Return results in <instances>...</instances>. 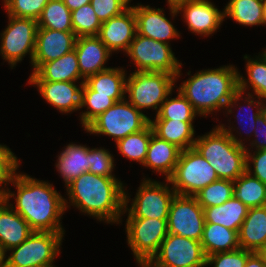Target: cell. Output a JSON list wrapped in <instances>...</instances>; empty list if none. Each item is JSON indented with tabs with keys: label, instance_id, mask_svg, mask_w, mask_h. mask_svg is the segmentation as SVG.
Returning a JSON list of instances; mask_svg holds the SVG:
<instances>
[{
	"label": "cell",
	"instance_id": "cell-16",
	"mask_svg": "<svg viewBox=\"0 0 266 267\" xmlns=\"http://www.w3.org/2000/svg\"><path fill=\"white\" fill-rule=\"evenodd\" d=\"M77 36L73 31L38 28L35 42L33 72L42 64L60 58L75 48Z\"/></svg>",
	"mask_w": 266,
	"mask_h": 267
},
{
	"label": "cell",
	"instance_id": "cell-34",
	"mask_svg": "<svg viewBox=\"0 0 266 267\" xmlns=\"http://www.w3.org/2000/svg\"><path fill=\"white\" fill-rule=\"evenodd\" d=\"M153 134L152 127L149 123L143 130L132 133L117 141V148L124 157L143 165L147 155L148 145Z\"/></svg>",
	"mask_w": 266,
	"mask_h": 267
},
{
	"label": "cell",
	"instance_id": "cell-50",
	"mask_svg": "<svg viewBox=\"0 0 266 267\" xmlns=\"http://www.w3.org/2000/svg\"><path fill=\"white\" fill-rule=\"evenodd\" d=\"M6 252L3 250L0 243V267H5Z\"/></svg>",
	"mask_w": 266,
	"mask_h": 267
},
{
	"label": "cell",
	"instance_id": "cell-51",
	"mask_svg": "<svg viewBox=\"0 0 266 267\" xmlns=\"http://www.w3.org/2000/svg\"><path fill=\"white\" fill-rule=\"evenodd\" d=\"M258 254L263 258V261L266 265V246H264L259 252Z\"/></svg>",
	"mask_w": 266,
	"mask_h": 267
},
{
	"label": "cell",
	"instance_id": "cell-47",
	"mask_svg": "<svg viewBox=\"0 0 266 267\" xmlns=\"http://www.w3.org/2000/svg\"><path fill=\"white\" fill-rule=\"evenodd\" d=\"M245 267H266L263 258L257 253L253 252L246 261Z\"/></svg>",
	"mask_w": 266,
	"mask_h": 267
},
{
	"label": "cell",
	"instance_id": "cell-44",
	"mask_svg": "<svg viewBox=\"0 0 266 267\" xmlns=\"http://www.w3.org/2000/svg\"><path fill=\"white\" fill-rule=\"evenodd\" d=\"M19 162L8 146L0 144V182L3 186L13 177L19 168Z\"/></svg>",
	"mask_w": 266,
	"mask_h": 267
},
{
	"label": "cell",
	"instance_id": "cell-45",
	"mask_svg": "<svg viewBox=\"0 0 266 267\" xmlns=\"http://www.w3.org/2000/svg\"><path fill=\"white\" fill-rule=\"evenodd\" d=\"M248 96V97H247ZM252 98V99H251ZM244 99L245 100H243L244 101V103L246 102L247 104L246 105H248V107L250 108L251 106H253V107H255V109H257L256 110V112H254V113H252V114H249V115H247L248 116V119L247 118H245L244 116H242V115H240L241 113H237L238 115H236V119H237V121H239V124L241 125V126H243L244 124H246L247 125V123L246 122H249V124L247 125V127H250V129L248 128V130L249 131H247L245 134H247V136H251V132L253 133L254 132V130H255V128H256V120H257V118L261 115V108H262V105H263V101H265L263 98H260V97H257V99H258V101L255 99L254 100V95H252V93H250V92H247V94H246V97H244ZM261 99V100H260ZM243 107H245V106H243ZM243 107L242 106H240L239 105V110H241V109H243ZM248 108V109H249ZM249 111H251L250 109H249ZM240 112V111H239ZM244 118V119H243ZM248 120V121H247ZM245 122V123H244ZM245 125V126H246ZM250 125V126H249ZM245 126H243V127H245ZM246 128V127H245ZM252 128V129H251ZM244 129V128H243ZM251 130V131H250ZM250 134H249V133ZM249 134V135H248Z\"/></svg>",
	"mask_w": 266,
	"mask_h": 267
},
{
	"label": "cell",
	"instance_id": "cell-41",
	"mask_svg": "<svg viewBox=\"0 0 266 267\" xmlns=\"http://www.w3.org/2000/svg\"><path fill=\"white\" fill-rule=\"evenodd\" d=\"M253 252L245 249H237L230 252H218L207 256L206 265L213 267H245L247 258Z\"/></svg>",
	"mask_w": 266,
	"mask_h": 267
},
{
	"label": "cell",
	"instance_id": "cell-26",
	"mask_svg": "<svg viewBox=\"0 0 266 267\" xmlns=\"http://www.w3.org/2000/svg\"><path fill=\"white\" fill-rule=\"evenodd\" d=\"M150 125L154 135L176 145L181 150L194 147L196 138H194L193 122L150 119Z\"/></svg>",
	"mask_w": 266,
	"mask_h": 267
},
{
	"label": "cell",
	"instance_id": "cell-24",
	"mask_svg": "<svg viewBox=\"0 0 266 267\" xmlns=\"http://www.w3.org/2000/svg\"><path fill=\"white\" fill-rule=\"evenodd\" d=\"M238 235L241 249L258 253L266 246V206L248 209Z\"/></svg>",
	"mask_w": 266,
	"mask_h": 267
},
{
	"label": "cell",
	"instance_id": "cell-54",
	"mask_svg": "<svg viewBox=\"0 0 266 267\" xmlns=\"http://www.w3.org/2000/svg\"><path fill=\"white\" fill-rule=\"evenodd\" d=\"M263 22L266 25V0L264 1Z\"/></svg>",
	"mask_w": 266,
	"mask_h": 267
},
{
	"label": "cell",
	"instance_id": "cell-40",
	"mask_svg": "<svg viewBox=\"0 0 266 267\" xmlns=\"http://www.w3.org/2000/svg\"><path fill=\"white\" fill-rule=\"evenodd\" d=\"M89 165L88 172L90 173L104 177H115L112 174L114 169L113 155L104 148H89Z\"/></svg>",
	"mask_w": 266,
	"mask_h": 267
},
{
	"label": "cell",
	"instance_id": "cell-48",
	"mask_svg": "<svg viewBox=\"0 0 266 267\" xmlns=\"http://www.w3.org/2000/svg\"><path fill=\"white\" fill-rule=\"evenodd\" d=\"M62 1L68 7L70 11L78 9L81 6H84L85 4H88L91 2V0H62Z\"/></svg>",
	"mask_w": 266,
	"mask_h": 267
},
{
	"label": "cell",
	"instance_id": "cell-20",
	"mask_svg": "<svg viewBox=\"0 0 266 267\" xmlns=\"http://www.w3.org/2000/svg\"><path fill=\"white\" fill-rule=\"evenodd\" d=\"M74 49L83 82L88 77L111 68L104 65L112 53L97 36L77 37Z\"/></svg>",
	"mask_w": 266,
	"mask_h": 267
},
{
	"label": "cell",
	"instance_id": "cell-53",
	"mask_svg": "<svg viewBox=\"0 0 266 267\" xmlns=\"http://www.w3.org/2000/svg\"><path fill=\"white\" fill-rule=\"evenodd\" d=\"M3 200H4V188L2 186V183L0 182V202Z\"/></svg>",
	"mask_w": 266,
	"mask_h": 267
},
{
	"label": "cell",
	"instance_id": "cell-4",
	"mask_svg": "<svg viewBox=\"0 0 266 267\" xmlns=\"http://www.w3.org/2000/svg\"><path fill=\"white\" fill-rule=\"evenodd\" d=\"M235 129L220 124L196 137L194 148L208 160L219 179L235 181L246 171V145L233 134Z\"/></svg>",
	"mask_w": 266,
	"mask_h": 267
},
{
	"label": "cell",
	"instance_id": "cell-19",
	"mask_svg": "<svg viewBox=\"0 0 266 267\" xmlns=\"http://www.w3.org/2000/svg\"><path fill=\"white\" fill-rule=\"evenodd\" d=\"M31 85L37 86L42 98L61 113H70L80 110L81 93L83 81L79 82L80 87L75 82L68 81H28Z\"/></svg>",
	"mask_w": 266,
	"mask_h": 267
},
{
	"label": "cell",
	"instance_id": "cell-39",
	"mask_svg": "<svg viewBox=\"0 0 266 267\" xmlns=\"http://www.w3.org/2000/svg\"><path fill=\"white\" fill-rule=\"evenodd\" d=\"M7 14L37 20L49 0H3Z\"/></svg>",
	"mask_w": 266,
	"mask_h": 267
},
{
	"label": "cell",
	"instance_id": "cell-6",
	"mask_svg": "<svg viewBox=\"0 0 266 267\" xmlns=\"http://www.w3.org/2000/svg\"><path fill=\"white\" fill-rule=\"evenodd\" d=\"M125 99L115 102L84 130L94 135L110 136L115 143L132 133L143 130L150 123V118Z\"/></svg>",
	"mask_w": 266,
	"mask_h": 267
},
{
	"label": "cell",
	"instance_id": "cell-36",
	"mask_svg": "<svg viewBox=\"0 0 266 267\" xmlns=\"http://www.w3.org/2000/svg\"><path fill=\"white\" fill-rule=\"evenodd\" d=\"M114 103L115 101L110 95H95V91L84 82L80 109L87 107V111L82 112V114L80 113L83 128L85 129L95 118L107 111Z\"/></svg>",
	"mask_w": 266,
	"mask_h": 267
},
{
	"label": "cell",
	"instance_id": "cell-32",
	"mask_svg": "<svg viewBox=\"0 0 266 267\" xmlns=\"http://www.w3.org/2000/svg\"><path fill=\"white\" fill-rule=\"evenodd\" d=\"M249 57L248 55L244 56V59L247 60L248 80L239 73V91L245 94L250 86L254 91L253 94H256L255 96L266 100V49L256 59Z\"/></svg>",
	"mask_w": 266,
	"mask_h": 267
},
{
	"label": "cell",
	"instance_id": "cell-33",
	"mask_svg": "<svg viewBox=\"0 0 266 267\" xmlns=\"http://www.w3.org/2000/svg\"><path fill=\"white\" fill-rule=\"evenodd\" d=\"M38 28L73 31L71 11L62 0H49L37 19Z\"/></svg>",
	"mask_w": 266,
	"mask_h": 267
},
{
	"label": "cell",
	"instance_id": "cell-12",
	"mask_svg": "<svg viewBox=\"0 0 266 267\" xmlns=\"http://www.w3.org/2000/svg\"><path fill=\"white\" fill-rule=\"evenodd\" d=\"M206 260L200 241L168 233L157 253L141 267H204Z\"/></svg>",
	"mask_w": 266,
	"mask_h": 267
},
{
	"label": "cell",
	"instance_id": "cell-9",
	"mask_svg": "<svg viewBox=\"0 0 266 267\" xmlns=\"http://www.w3.org/2000/svg\"><path fill=\"white\" fill-rule=\"evenodd\" d=\"M137 71L163 72L181 76L182 63L177 60L169 44L136 33L127 52Z\"/></svg>",
	"mask_w": 266,
	"mask_h": 267
},
{
	"label": "cell",
	"instance_id": "cell-10",
	"mask_svg": "<svg viewBox=\"0 0 266 267\" xmlns=\"http://www.w3.org/2000/svg\"><path fill=\"white\" fill-rule=\"evenodd\" d=\"M125 227L127 243L139 266L151 260L168 234L167 219L127 218Z\"/></svg>",
	"mask_w": 266,
	"mask_h": 267
},
{
	"label": "cell",
	"instance_id": "cell-37",
	"mask_svg": "<svg viewBox=\"0 0 266 267\" xmlns=\"http://www.w3.org/2000/svg\"><path fill=\"white\" fill-rule=\"evenodd\" d=\"M234 182L218 179L199 191L195 197L202 208L219 206L233 196Z\"/></svg>",
	"mask_w": 266,
	"mask_h": 267
},
{
	"label": "cell",
	"instance_id": "cell-2",
	"mask_svg": "<svg viewBox=\"0 0 266 267\" xmlns=\"http://www.w3.org/2000/svg\"><path fill=\"white\" fill-rule=\"evenodd\" d=\"M191 103L199 116L227 109L232 114L243 92L239 91V72L234 65L200 70L177 88ZM236 105V106H234Z\"/></svg>",
	"mask_w": 266,
	"mask_h": 267
},
{
	"label": "cell",
	"instance_id": "cell-29",
	"mask_svg": "<svg viewBox=\"0 0 266 267\" xmlns=\"http://www.w3.org/2000/svg\"><path fill=\"white\" fill-rule=\"evenodd\" d=\"M248 207L232 196L219 206L204 208L205 223L220 224L226 228L239 231L247 216Z\"/></svg>",
	"mask_w": 266,
	"mask_h": 267
},
{
	"label": "cell",
	"instance_id": "cell-30",
	"mask_svg": "<svg viewBox=\"0 0 266 267\" xmlns=\"http://www.w3.org/2000/svg\"><path fill=\"white\" fill-rule=\"evenodd\" d=\"M265 0H230L225 9L224 17L232 18L243 26L264 25L263 10Z\"/></svg>",
	"mask_w": 266,
	"mask_h": 267
},
{
	"label": "cell",
	"instance_id": "cell-28",
	"mask_svg": "<svg viewBox=\"0 0 266 267\" xmlns=\"http://www.w3.org/2000/svg\"><path fill=\"white\" fill-rule=\"evenodd\" d=\"M126 78L123 68H109L88 77L85 83L95 91V95H110L117 102L126 97Z\"/></svg>",
	"mask_w": 266,
	"mask_h": 267
},
{
	"label": "cell",
	"instance_id": "cell-14",
	"mask_svg": "<svg viewBox=\"0 0 266 267\" xmlns=\"http://www.w3.org/2000/svg\"><path fill=\"white\" fill-rule=\"evenodd\" d=\"M204 224V209L197 198L176 194L168 213V233L201 241Z\"/></svg>",
	"mask_w": 266,
	"mask_h": 267
},
{
	"label": "cell",
	"instance_id": "cell-52",
	"mask_svg": "<svg viewBox=\"0 0 266 267\" xmlns=\"http://www.w3.org/2000/svg\"><path fill=\"white\" fill-rule=\"evenodd\" d=\"M265 103H266V100H265ZM264 103L263 101V105H262V108H261V116L263 117L265 123H266V104Z\"/></svg>",
	"mask_w": 266,
	"mask_h": 267
},
{
	"label": "cell",
	"instance_id": "cell-13",
	"mask_svg": "<svg viewBox=\"0 0 266 267\" xmlns=\"http://www.w3.org/2000/svg\"><path fill=\"white\" fill-rule=\"evenodd\" d=\"M7 16L8 26L0 34L2 59H5L13 69L28 53L32 64L38 30L37 20Z\"/></svg>",
	"mask_w": 266,
	"mask_h": 267
},
{
	"label": "cell",
	"instance_id": "cell-38",
	"mask_svg": "<svg viewBox=\"0 0 266 267\" xmlns=\"http://www.w3.org/2000/svg\"><path fill=\"white\" fill-rule=\"evenodd\" d=\"M71 21L77 37L97 36L102 25L90 3L71 11Z\"/></svg>",
	"mask_w": 266,
	"mask_h": 267
},
{
	"label": "cell",
	"instance_id": "cell-18",
	"mask_svg": "<svg viewBox=\"0 0 266 267\" xmlns=\"http://www.w3.org/2000/svg\"><path fill=\"white\" fill-rule=\"evenodd\" d=\"M136 17L137 34L169 44L170 39L180 36L179 31L172 25L163 13L162 8H151L149 5L132 6Z\"/></svg>",
	"mask_w": 266,
	"mask_h": 267
},
{
	"label": "cell",
	"instance_id": "cell-31",
	"mask_svg": "<svg viewBox=\"0 0 266 267\" xmlns=\"http://www.w3.org/2000/svg\"><path fill=\"white\" fill-rule=\"evenodd\" d=\"M234 182L233 196L248 208L266 206V184L245 171Z\"/></svg>",
	"mask_w": 266,
	"mask_h": 267
},
{
	"label": "cell",
	"instance_id": "cell-22",
	"mask_svg": "<svg viewBox=\"0 0 266 267\" xmlns=\"http://www.w3.org/2000/svg\"><path fill=\"white\" fill-rule=\"evenodd\" d=\"M81 78L78 57L73 49L58 59L42 63L29 76V81L77 82Z\"/></svg>",
	"mask_w": 266,
	"mask_h": 267
},
{
	"label": "cell",
	"instance_id": "cell-1",
	"mask_svg": "<svg viewBox=\"0 0 266 267\" xmlns=\"http://www.w3.org/2000/svg\"><path fill=\"white\" fill-rule=\"evenodd\" d=\"M9 183L16 187L17 193L5 188L4 200L9 202L11 197L15 199L16 205H9L28 222L33 231H65L60 219L70 205H67L66 198L62 197L52 184L17 172L5 186Z\"/></svg>",
	"mask_w": 266,
	"mask_h": 267
},
{
	"label": "cell",
	"instance_id": "cell-49",
	"mask_svg": "<svg viewBox=\"0 0 266 267\" xmlns=\"http://www.w3.org/2000/svg\"><path fill=\"white\" fill-rule=\"evenodd\" d=\"M188 1H192V0H167L166 2L168 3V8L170 9V15H172L171 17H175L177 15L176 13V8Z\"/></svg>",
	"mask_w": 266,
	"mask_h": 267
},
{
	"label": "cell",
	"instance_id": "cell-23",
	"mask_svg": "<svg viewBox=\"0 0 266 267\" xmlns=\"http://www.w3.org/2000/svg\"><path fill=\"white\" fill-rule=\"evenodd\" d=\"M181 151L176 145L162 140L153 134L143 166L159 174L162 173L166 179H169L175 171Z\"/></svg>",
	"mask_w": 266,
	"mask_h": 267
},
{
	"label": "cell",
	"instance_id": "cell-43",
	"mask_svg": "<svg viewBox=\"0 0 266 267\" xmlns=\"http://www.w3.org/2000/svg\"><path fill=\"white\" fill-rule=\"evenodd\" d=\"M246 171L253 177L266 184V149L256 150L253 154L246 147ZM253 164V168L250 166ZM253 169V170H252Z\"/></svg>",
	"mask_w": 266,
	"mask_h": 267
},
{
	"label": "cell",
	"instance_id": "cell-25",
	"mask_svg": "<svg viewBox=\"0 0 266 267\" xmlns=\"http://www.w3.org/2000/svg\"><path fill=\"white\" fill-rule=\"evenodd\" d=\"M56 168L67 186L82 173L88 172L89 147L70 143L58 155Z\"/></svg>",
	"mask_w": 266,
	"mask_h": 267
},
{
	"label": "cell",
	"instance_id": "cell-21",
	"mask_svg": "<svg viewBox=\"0 0 266 267\" xmlns=\"http://www.w3.org/2000/svg\"><path fill=\"white\" fill-rule=\"evenodd\" d=\"M34 231L5 200L0 202V243L5 252L23 243Z\"/></svg>",
	"mask_w": 266,
	"mask_h": 267
},
{
	"label": "cell",
	"instance_id": "cell-5",
	"mask_svg": "<svg viewBox=\"0 0 266 267\" xmlns=\"http://www.w3.org/2000/svg\"><path fill=\"white\" fill-rule=\"evenodd\" d=\"M177 75L163 72L137 71L130 73L126 80L128 102L136 109H154L158 113L161 104L175 87Z\"/></svg>",
	"mask_w": 266,
	"mask_h": 267
},
{
	"label": "cell",
	"instance_id": "cell-15",
	"mask_svg": "<svg viewBox=\"0 0 266 267\" xmlns=\"http://www.w3.org/2000/svg\"><path fill=\"white\" fill-rule=\"evenodd\" d=\"M183 12L188 29L197 35L210 36L224 21V12L218 10L210 0H192L179 5L176 13Z\"/></svg>",
	"mask_w": 266,
	"mask_h": 267
},
{
	"label": "cell",
	"instance_id": "cell-42",
	"mask_svg": "<svg viewBox=\"0 0 266 267\" xmlns=\"http://www.w3.org/2000/svg\"><path fill=\"white\" fill-rule=\"evenodd\" d=\"M131 0H91L90 4L101 22L124 12Z\"/></svg>",
	"mask_w": 266,
	"mask_h": 267
},
{
	"label": "cell",
	"instance_id": "cell-46",
	"mask_svg": "<svg viewBox=\"0 0 266 267\" xmlns=\"http://www.w3.org/2000/svg\"><path fill=\"white\" fill-rule=\"evenodd\" d=\"M253 133H254L253 136H255L256 139L250 142L252 149L254 147L256 150H265L266 149V123L261 115L256 120V128ZM261 136L263 137L262 138L263 140L260 139Z\"/></svg>",
	"mask_w": 266,
	"mask_h": 267
},
{
	"label": "cell",
	"instance_id": "cell-8",
	"mask_svg": "<svg viewBox=\"0 0 266 267\" xmlns=\"http://www.w3.org/2000/svg\"><path fill=\"white\" fill-rule=\"evenodd\" d=\"M64 232L34 231L23 243L9 249L5 267H55Z\"/></svg>",
	"mask_w": 266,
	"mask_h": 267
},
{
	"label": "cell",
	"instance_id": "cell-35",
	"mask_svg": "<svg viewBox=\"0 0 266 267\" xmlns=\"http://www.w3.org/2000/svg\"><path fill=\"white\" fill-rule=\"evenodd\" d=\"M172 92L167 96L166 100L156 113L154 120H176L183 122H193L198 113L194 110L191 103L178 90L177 97L170 98Z\"/></svg>",
	"mask_w": 266,
	"mask_h": 267
},
{
	"label": "cell",
	"instance_id": "cell-7",
	"mask_svg": "<svg viewBox=\"0 0 266 267\" xmlns=\"http://www.w3.org/2000/svg\"><path fill=\"white\" fill-rule=\"evenodd\" d=\"M214 168L194 147L182 150L175 171L165 179L178 195L195 196L210 183L217 181Z\"/></svg>",
	"mask_w": 266,
	"mask_h": 267
},
{
	"label": "cell",
	"instance_id": "cell-27",
	"mask_svg": "<svg viewBox=\"0 0 266 267\" xmlns=\"http://www.w3.org/2000/svg\"><path fill=\"white\" fill-rule=\"evenodd\" d=\"M238 232L220 224L205 223L200 242L206 257L218 252H230L239 249Z\"/></svg>",
	"mask_w": 266,
	"mask_h": 267
},
{
	"label": "cell",
	"instance_id": "cell-11",
	"mask_svg": "<svg viewBox=\"0 0 266 267\" xmlns=\"http://www.w3.org/2000/svg\"><path fill=\"white\" fill-rule=\"evenodd\" d=\"M138 187L135 199H132L131 207H128L129 196L125 192L124 213L127 218H156L167 219L171 202L176 195L173 188L166 183L146 179ZM170 187V189H169Z\"/></svg>",
	"mask_w": 266,
	"mask_h": 267
},
{
	"label": "cell",
	"instance_id": "cell-17",
	"mask_svg": "<svg viewBox=\"0 0 266 267\" xmlns=\"http://www.w3.org/2000/svg\"><path fill=\"white\" fill-rule=\"evenodd\" d=\"M136 33L134 9L129 6L121 14L102 22L97 37L111 53L119 50L126 53Z\"/></svg>",
	"mask_w": 266,
	"mask_h": 267
},
{
	"label": "cell",
	"instance_id": "cell-3",
	"mask_svg": "<svg viewBox=\"0 0 266 267\" xmlns=\"http://www.w3.org/2000/svg\"><path fill=\"white\" fill-rule=\"evenodd\" d=\"M66 189L73 207L99 221L120 224L125 208V189L118 178L85 172Z\"/></svg>",
	"mask_w": 266,
	"mask_h": 267
}]
</instances>
